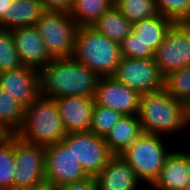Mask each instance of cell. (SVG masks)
<instances>
[{"instance_id": "obj_1", "label": "cell", "mask_w": 190, "mask_h": 190, "mask_svg": "<svg viewBox=\"0 0 190 190\" xmlns=\"http://www.w3.org/2000/svg\"><path fill=\"white\" fill-rule=\"evenodd\" d=\"M40 95L50 98L91 96L100 76L73 57L52 59L39 71Z\"/></svg>"}, {"instance_id": "obj_2", "label": "cell", "mask_w": 190, "mask_h": 190, "mask_svg": "<svg viewBox=\"0 0 190 190\" xmlns=\"http://www.w3.org/2000/svg\"><path fill=\"white\" fill-rule=\"evenodd\" d=\"M187 108L163 88L141 95L137 116L143 133L166 138L179 136L181 140L186 135Z\"/></svg>"}, {"instance_id": "obj_3", "label": "cell", "mask_w": 190, "mask_h": 190, "mask_svg": "<svg viewBox=\"0 0 190 190\" xmlns=\"http://www.w3.org/2000/svg\"><path fill=\"white\" fill-rule=\"evenodd\" d=\"M66 132L54 98L39 96L25 107L16 136L28 143L49 146L62 142Z\"/></svg>"}, {"instance_id": "obj_4", "label": "cell", "mask_w": 190, "mask_h": 190, "mask_svg": "<svg viewBox=\"0 0 190 190\" xmlns=\"http://www.w3.org/2000/svg\"><path fill=\"white\" fill-rule=\"evenodd\" d=\"M122 57L119 43L96 32L90 26L78 28L73 58L100 77L113 76Z\"/></svg>"}, {"instance_id": "obj_5", "label": "cell", "mask_w": 190, "mask_h": 190, "mask_svg": "<svg viewBox=\"0 0 190 190\" xmlns=\"http://www.w3.org/2000/svg\"><path fill=\"white\" fill-rule=\"evenodd\" d=\"M169 140L161 135L142 133L120 154L146 187L155 182L167 156L173 150Z\"/></svg>"}, {"instance_id": "obj_6", "label": "cell", "mask_w": 190, "mask_h": 190, "mask_svg": "<svg viewBox=\"0 0 190 190\" xmlns=\"http://www.w3.org/2000/svg\"><path fill=\"white\" fill-rule=\"evenodd\" d=\"M35 27L52 59L73 57L79 27L70 14L45 11Z\"/></svg>"}, {"instance_id": "obj_7", "label": "cell", "mask_w": 190, "mask_h": 190, "mask_svg": "<svg viewBox=\"0 0 190 190\" xmlns=\"http://www.w3.org/2000/svg\"><path fill=\"white\" fill-rule=\"evenodd\" d=\"M13 190H30L46 183L45 147L28 143L14 135Z\"/></svg>"}, {"instance_id": "obj_8", "label": "cell", "mask_w": 190, "mask_h": 190, "mask_svg": "<svg viewBox=\"0 0 190 190\" xmlns=\"http://www.w3.org/2000/svg\"><path fill=\"white\" fill-rule=\"evenodd\" d=\"M154 60L165 78L173 71L190 65V25L174 23L155 51Z\"/></svg>"}, {"instance_id": "obj_9", "label": "cell", "mask_w": 190, "mask_h": 190, "mask_svg": "<svg viewBox=\"0 0 190 190\" xmlns=\"http://www.w3.org/2000/svg\"><path fill=\"white\" fill-rule=\"evenodd\" d=\"M112 77L140 95L164 88V77L160 74L154 58L122 57Z\"/></svg>"}, {"instance_id": "obj_10", "label": "cell", "mask_w": 190, "mask_h": 190, "mask_svg": "<svg viewBox=\"0 0 190 190\" xmlns=\"http://www.w3.org/2000/svg\"><path fill=\"white\" fill-rule=\"evenodd\" d=\"M46 184L58 188L89 177L72 150L62 141L45 147Z\"/></svg>"}, {"instance_id": "obj_11", "label": "cell", "mask_w": 190, "mask_h": 190, "mask_svg": "<svg viewBox=\"0 0 190 190\" xmlns=\"http://www.w3.org/2000/svg\"><path fill=\"white\" fill-rule=\"evenodd\" d=\"M63 142L89 176L99 174L113 156L104 138L92 132L68 133Z\"/></svg>"}, {"instance_id": "obj_12", "label": "cell", "mask_w": 190, "mask_h": 190, "mask_svg": "<svg viewBox=\"0 0 190 190\" xmlns=\"http://www.w3.org/2000/svg\"><path fill=\"white\" fill-rule=\"evenodd\" d=\"M95 105L121 112L123 115H137L141 95L114 77H101L94 94Z\"/></svg>"}, {"instance_id": "obj_13", "label": "cell", "mask_w": 190, "mask_h": 190, "mask_svg": "<svg viewBox=\"0 0 190 190\" xmlns=\"http://www.w3.org/2000/svg\"><path fill=\"white\" fill-rule=\"evenodd\" d=\"M11 32L22 66L39 72L51 62L52 58L35 26L16 27Z\"/></svg>"}, {"instance_id": "obj_14", "label": "cell", "mask_w": 190, "mask_h": 190, "mask_svg": "<svg viewBox=\"0 0 190 190\" xmlns=\"http://www.w3.org/2000/svg\"><path fill=\"white\" fill-rule=\"evenodd\" d=\"M0 88L22 105L29 106L40 96L39 72L30 67L0 72Z\"/></svg>"}, {"instance_id": "obj_15", "label": "cell", "mask_w": 190, "mask_h": 190, "mask_svg": "<svg viewBox=\"0 0 190 190\" xmlns=\"http://www.w3.org/2000/svg\"><path fill=\"white\" fill-rule=\"evenodd\" d=\"M65 132H89L91 117L95 105L94 97L72 96L54 98Z\"/></svg>"}, {"instance_id": "obj_16", "label": "cell", "mask_w": 190, "mask_h": 190, "mask_svg": "<svg viewBox=\"0 0 190 190\" xmlns=\"http://www.w3.org/2000/svg\"><path fill=\"white\" fill-rule=\"evenodd\" d=\"M178 146L167 156L162 170L150 186L153 190H183L190 180V151Z\"/></svg>"}, {"instance_id": "obj_17", "label": "cell", "mask_w": 190, "mask_h": 190, "mask_svg": "<svg viewBox=\"0 0 190 190\" xmlns=\"http://www.w3.org/2000/svg\"><path fill=\"white\" fill-rule=\"evenodd\" d=\"M95 179L98 190H139L143 187L135 171L120 155H113Z\"/></svg>"}, {"instance_id": "obj_18", "label": "cell", "mask_w": 190, "mask_h": 190, "mask_svg": "<svg viewBox=\"0 0 190 190\" xmlns=\"http://www.w3.org/2000/svg\"><path fill=\"white\" fill-rule=\"evenodd\" d=\"M142 133L137 115H123L104 140L113 155H120Z\"/></svg>"}, {"instance_id": "obj_19", "label": "cell", "mask_w": 190, "mask_h": 190, "mask_svg": "<svg viewBox=\"0 0 190 190\" xmlns=\"http://www.w3.org/2000/svg\"><path fill=\"white\" fill-rule=\"evenodd\" d=\"M174 22L161 14L133 23L132 32L154 52L164 41V38Z\"/></svg>"}, {"instance_id": "obj_20", "label": "cell", "mask_w": 190, "mask_h": 190, "mask_svg": "<svg viewBox=\"0 0 190 190\" xmlns=\"http://www.w3.org/2000/svg\"><path fill=\"white\" fill-rule=\"evenodd\" d=\"M90 27L120 44L132 32L133 23L112 5Z\"/></svg>"}, {"instance_id": "obj_21", "label": "cell", "mask_w": 190, "mask_h": 190, "mask_svg": "<svg viewBox=\"0 0 190 190\" xmlns=\"http://www.w3.org/2000/svg\"><path fill=\"white\" fill-rule=\"evenodd\" d=\"M44 12L40 0H13L8 10V30L35 26Z\"/></svg>"}, {"instance_id": "obj_22", "label": "cell", "mask_w": 190, "mask_h": 190, "mask_svg": "<svg viewBox=\"0 0 190 190\" xmlns=\"http://www.w3.org/2000/svg\"><path fill=\"white\" fill-rule=\"evenodd\" d=\"M24 112L25 106L0 88V126L9 135H15L21 127Z\"/></svg>"}, {"instance_id": "obj_23", "label": "cell", "mask_w": 190, "mask_h": 190, "mask_svg": "<svg viewBox=\"0 0 190 190\" xmlns=\"http://www.w3.org/2000/svg\"><path fill=\"white\" fill-rule=\"evenodd\" d=\"M113 4L114 0H77L70 15L78 27L91 26Z\"/></svg>"}, {"instance_id": "obj_24", "label": "cell", "mask_w": 190, "mask_h": 190, "mask_svg": "<svg viewBox=\"0 0 190 190\" xmlns=\"http://www.w3.org/2000/svg\"><path fill=\"white\" fill-rule=\"evenodd\" d=\"M14 135L0 138V189L13 190L14 172Z\"/></svg>"}, {"instance_id": "obj_25", "label": "cell", "mask_w": 190, "mask_h": 190, "mask_svg": "<svg viewBox=\"0 0 190 190\" xmlns=\"http://www.w3.org/2000/svg\"><path fill=\"white\" fill-rule=\"evenodd\" d=\"M164 89L176 100L190 106V65L164 78Z\"/></svg>"}, {"instance_id": "obj_26", "label": "cell", "mask_w": 190, "mask_h": 190, "mask_svg": "<svg viewBox=\"0 0 190 190\" xmlns=\"http://www.w3.org/2000/svg\"><path fill=\"white\" fill-rule=\"evenodd\" d=\"M113 5L132 23L158 14L155 0H114Z\"/></svg>"}, {"instance_id": "obj_27", "label": "cell", "mask_w": 190, "mask_h": 190, "mask_svg": "<svg viewBox=\"0 0 190 190\" xmlns=\"http://www.w3.org/2000/svg\"><path fill=\"white\" fill-rule=\"evenodd\" d=\"M122 116L123 114L119 111L94 105L89 132L104 138Z\"/></svg>"}, {"instance_id": "obj_28", "label": "cell", "mask_w": 190, "mask_h": 190, "mask_svg": "<svg viewBox=\"0 0 190 190\" xmlns=\"http://www.w3.org/2000/svg\"><path fill=\"white\" fill-rule=\"evenodd\" d=\"M22 67L11 30L0 28V72Z\"/></svg>"}, {"instance_id": "obj_29", "label": "cell", "mask_w": 190, "mask_h": 190, "mask_svg": "<svg viewBox=\"0 0 190 190\" xmlns=\"http://www.w3.org/2000/svg\"><path fill=\"white\" fill-rule=\"evenodd\" d=\"M158 13L174 23H187L190 19V0H155Z\"/></svg>"}, {"instance_id": "obj_30", "label": "cell", "mask_w": 190, "mask_h": 190, "mask_svg": "<svg viewBox=\"0 0 190 190\" xmlns=\"http://www.w3.org/2000/svg\"><path fill=\"white\" fill-rule=\"evenodd\" d=\"M120 48L123 57L145 59L155 56V52L144 45L133 32L120 43Z\"/></svg>"}, {"instance_id": "obj_31", "label": "cell", "mask_w": 190, "mask_h": 190, "mask_svg": "<svg viewBox=\"0 0 190 190\" xmlns=\"http://www.w3.org/2000/svg\"><path fill=\"white\" fill-rule=\"evenodd\" d=\"M44 11L70 14L73 9L72 0H40Z\"/></svg>"}, {"instance_id": "obj_32", "label": "cell", "mask_w": 190, "mask_h": 190, "mask_svg": "<svg viewBox=\"0 0 190 190\" xmlns=\"http://www.w3.org/2000/svg\"><path fill=\"white\" fill-rule=\"evenodd\" d=\"M56 189L57 190H98L96 179L94 176H89L83 181L62 185Z\"/></svg>"}, {"instance_id": "obj_33", "label": "cell", "mask_w": 190, "mask_h": 190, "mask_svg": "<svg viewBox=\"0 0 190 190\" xmlns=\"http://www.w3.org/2000/svg\"><path fill=\"white\" fill-rule=\"evenodd\" d=\"M13 0H0V28L8 29V10Z\"/></svg>"}, {"instance_id": "obj_34", "label": "cell", "mask_w": 190, "mask_h": 190, "mask_svg": "<svg viewBox=\"0 0 190 190\" xmlns=\"http://www.w3.org/2000/svg\"><path fill=\"white\" fill-rule=\"evenodd\" d=\"M187 132H189V136H188V138H190V106L187 108V120H186V133ZM190 140V139H189ZM187 141L188 143H186V144H189L188 145V149L187 150H189L190 151V141Z\"/></svg>"}, {"instance_id": "obj_35", "label": "cell", "mask_w": 190, "mask_h": 190, "mask_svg": "<svg viewBox=\"0 0 190 190\" xmlns=\"http://www.w3.org/2000/svg\"><path fill=\"white\" fill-rule=\"evenodd\" d=\"M30 190H57V189L54 186L45 183L40 187L32 188Z\"/></svg>"}, {"instance_id": "obj_36", "label": "cell", "mask_w": 190, "mask_h": 190, "mask_svg": "<svg viewBox=\"0 0 190 190\" xmlns=\"http://www.w3.org/2000/svg\"><path fill=\"white\" fill-rule=\"evenodd\" d=\"M9 135L1 126H0V138Z\"/></svg>"}, {"instance_id": "obj_37", "label": "cell", "mask_w": 190, "mask_h": 190, "mask_svg": "<svg viewBox=\"0 0 190 190\" xmlns=\"http://www.w3.org/2000/svg\"><path fill=\"white\" fill-rule=\"evenodd\" d=\"M183 190H190V180Z\"/></svg>"}]
</instances>
